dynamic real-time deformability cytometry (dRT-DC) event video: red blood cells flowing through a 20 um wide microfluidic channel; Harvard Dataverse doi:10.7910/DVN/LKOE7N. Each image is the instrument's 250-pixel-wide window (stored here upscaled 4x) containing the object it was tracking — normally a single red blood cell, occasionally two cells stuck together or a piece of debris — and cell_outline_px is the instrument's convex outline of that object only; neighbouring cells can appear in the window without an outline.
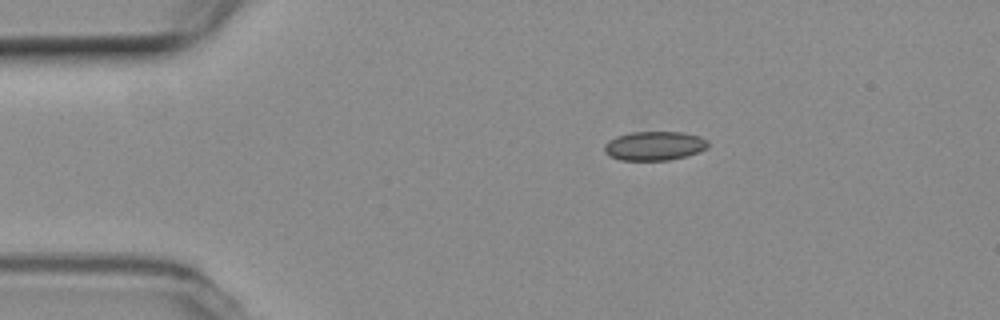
{"species": "common noctule bat (a hibernating species)", "species_latin": "Nyctalus noctula", "temperature_condition": "room temperature", "stored_images_in_passage": 14, "camera_frame_rate_fps": 3000, "um_per_image_px": 0.085, "animal": {"sex": "female", "body_mass_g": 19.3, "forearm_length_mm": 54.1}, "frame": {"image": 1, "passage_image": 1, "time_ms": 0.0, "image_size_px": [1000, 320], "cell_outline_px": [[708, 148], [684, 156], [668, 160], [620, 160], [604, 152], [604, 144], [608, 140], [616, 136], [632, 132], [680, 132], [700, 136], [708, 140]], "centroid_in_image_um": [55.61, 12.39], "position_along_channel_um": 29.4, "area_um2": 17.46}}
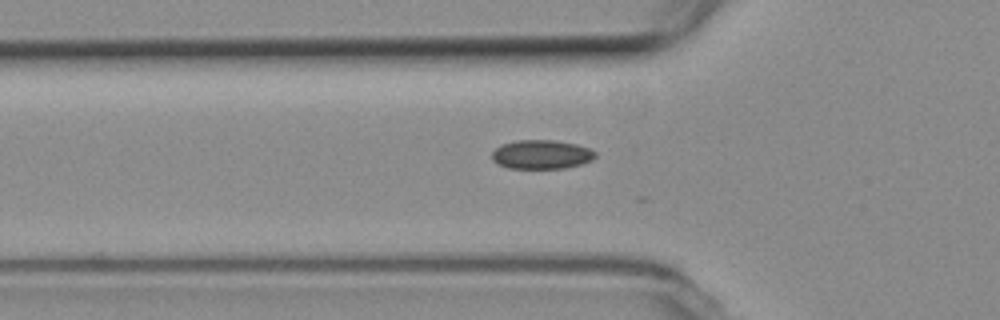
{"frame": {"image": 2, "passage_image": 9, "time_ms": 2.667, "image_size_px": [1000, 320], "cell_outline_px": [[596, 156], [592, 160], [580, 164], [564, 168], [508, 168], [496, 164], [492, 160], [492, 152], [500, 144], [516, 140], [552, 140], [576, 144], [588, 148], [596, 152]], "centroid_in_image_um": [45.99, 13.13], "position_along_channel_um": 79.8, "area_um2": 17.51}}
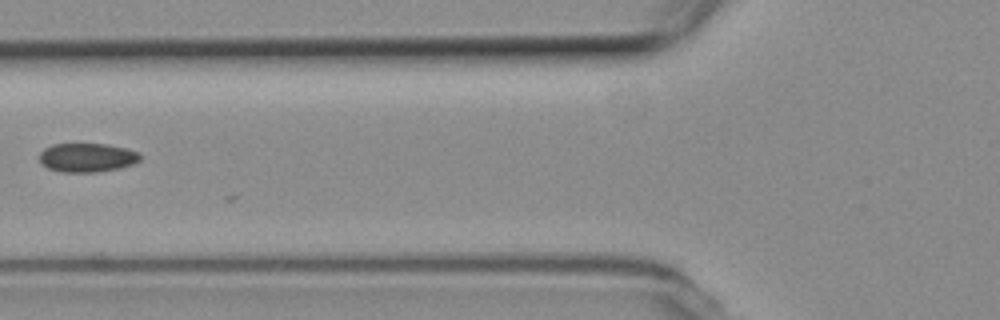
{"frame": {"image": 3, "passage_image": 12, "time_ms": 3.667, "image_size_px": [1000, 320], "cell_outline_px": [[140, 160], [132, 164], [120, 168], [96, 172], [60, 172], [48, 168], [40, 160], [40, 152], [44, 148], [52, 144], [108, 144], [140, 152]], "centroid_in_image_um": [7.41, 13.39], "position_along_channel_um": 118.4, "area_um2": 16.94}}